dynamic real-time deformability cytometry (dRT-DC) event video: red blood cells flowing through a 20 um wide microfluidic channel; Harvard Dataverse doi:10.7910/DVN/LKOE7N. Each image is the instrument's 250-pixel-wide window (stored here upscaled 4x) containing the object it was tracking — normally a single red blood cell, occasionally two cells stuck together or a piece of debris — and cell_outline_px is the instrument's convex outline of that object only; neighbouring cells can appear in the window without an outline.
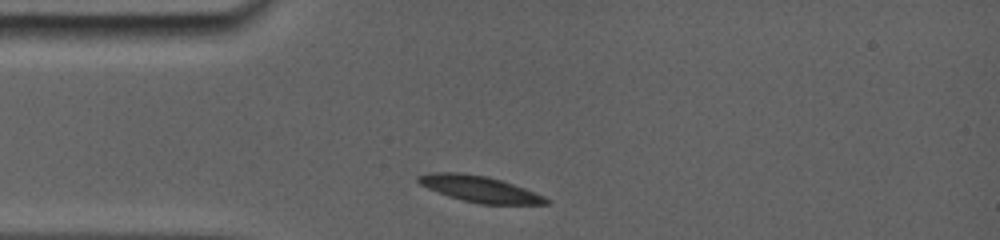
{"species": "common noctule bat (a hibernating species)", "species_latin": "Nyctalus noctula", "temperature_condition": "room temperature", "stored_images_in_passage": 14, "camera_frame_rate_fps": 5000, "um_per_image_px": 0.085, "animal": {"sex": "female", "body_mass_g": 19.0, "forearm_length_mm": 56.7}, "frame": {"image": 1, "passage_image": 1, "time_ms": 0.0, "image_size_px": [1000, 240], "cell_outline_px": [[552, 200], [548, 204], [480, 204], [448, 196], [428, 188], [420, 184], [416, 180], [416, 176], [428, 172], [460, 172], [488, 176], [536, 192]], "centroid_in_image_um": [40.76, 16.05], "position_along_channel_um": 44.2, "area_um2": 19.54}}
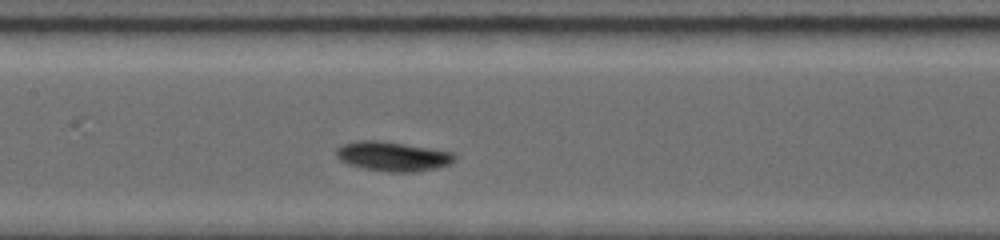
{"frame": {"image": 2, "passage_image": 7, "time_ms": 3.8, "image_size_px": [1000, 240], "cell_outline_px": [[456, 160], [448, 164], [436, 168], [412, 172], [388, 172], [360, 168], [348, 164], [340, 160], [336, 156], [336, 152], [344, 144], [368, 140], [400, 144], [452, 152], [456, 156]], "centroid_in_image_um": [33.39, 13.33], "position_along_channel_um": 174.0, "area_um2": 19.71}}
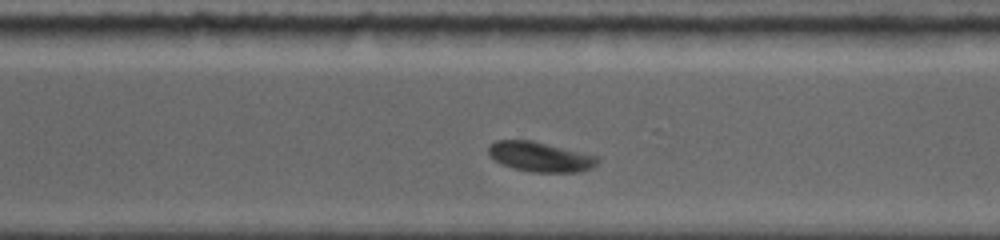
{"frame": {"image": 3, "passage_image": 14, "time_ms": 7.8, "image_size_px": [1000, 240], "cell_outline_px": [[600, 160], [592, 168], [576, 172], [532, 172], [512, 168], [496, 160], [488, 152], [488, 144], [496, 140], [532, 140], [600, 156]], "centroid_in_image_um": [45.95, 13.32], "position_along_channel_um": 324.7, "area_um2": 19.02}}